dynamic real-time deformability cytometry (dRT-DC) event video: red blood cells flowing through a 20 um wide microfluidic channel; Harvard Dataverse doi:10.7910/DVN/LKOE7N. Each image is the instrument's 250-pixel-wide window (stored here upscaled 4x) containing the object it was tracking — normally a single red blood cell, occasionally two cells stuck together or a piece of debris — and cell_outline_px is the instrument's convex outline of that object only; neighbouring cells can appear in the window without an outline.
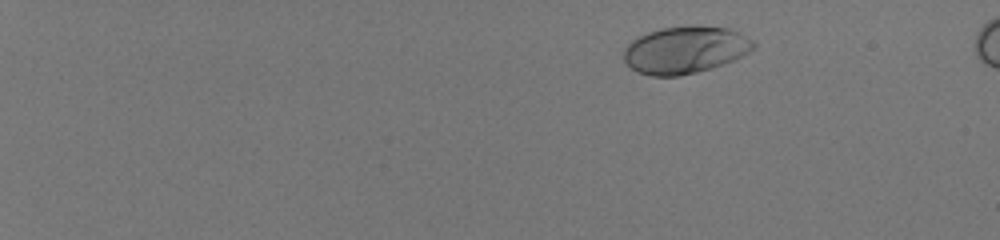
{"species": "human", "species_latin": "Homo sapiens", "temperature_condition": "room temperature", "stored_images_in_passage": 48, "camera_frame_rate_fps": 3000, "um_per_image_px": 0.085, "donor": {"sex": "male"}, "frame": {"image": 1, "passage_image": 1, "time_ms": 0.0, "image_size_px": [1000, 240], "cell_outline_px": [[756, 48], [732, 60], [712, 68], [680, 76], [652, 76], [636, 72], [624, 60], [624, 48], [632, 40], [648, 32], [660, 28], [728, 28], [740, 32], [752, 40], [756, 44]], "centroid_in_image_um": [58.22, 4.28], "position_along_channel_um": 26.8, "area_um2": 34.91}}
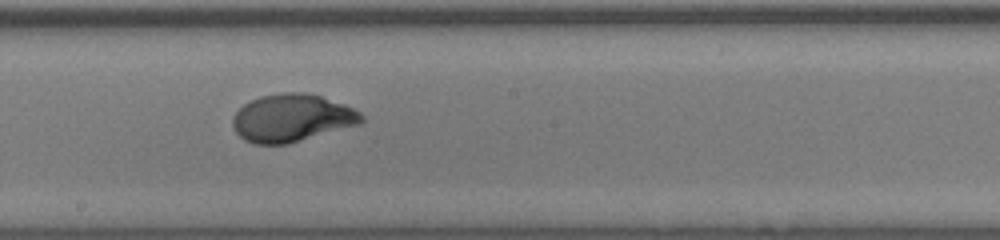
{"frame": {"image": 2, "passage_image": 29, "time_ms": 9.333, "image_size_px": [1000, 240], "cell_outline_px": [[364, 120], [360, 124], [288, 144], [256, 144], [244, 140], [236, 132], [232, 124], [232, 116], [244, 104], [260, 96], [280, 92], [304, 92], [320, 96], [344, 104], [360, 112], [364, 116]], "centroid_in_image_um": [24.8, 10.03], "position_along_channel_um": 223.4, "area_um2": 35.78}}
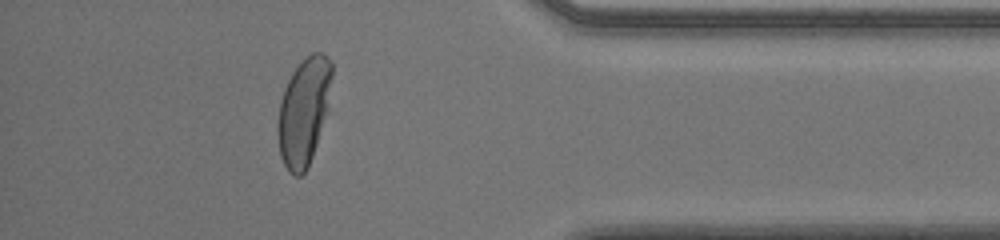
{"frame": {"image": 3, "passage_image": 44, "time_ms": 14.333, "image_size_px": [1000, 240], "cell_outline_px": [[332, 112], [308, 168], [300, 176], [296, 176], [288, 172], [280, 156], [276, 132], [276, 124], [280, 100], [284, 88], [292, 72], [312, 52], [320, 52], [328, 56], [332, 64]], "centroid_in_image_um": [25.88, 9.52], "position_along_channel_um": 409.3, "area_um2": 35.6}, "authors_computed_cell_mechanics": {"area_um2": 34.969, "velocity_mm_per_s": 4.0183, "shape_relaxation_time_tau1_ms": 2.9151, "shape_relaxation_time_tau2_ms": null, "deformation_change_tau1": 0.2035, "deformation_change_tau2": null}}